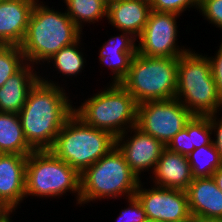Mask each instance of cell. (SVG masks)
<instances>
[{
  "instance_id": "obj_1",
  "label": "cell",
  "mask_w": 222,
  "mask_h": 222,
  "mask_svg": "<svg viewBox=\"0 0 222 222\" xmlns=\"http://www.w3.org/2000/svg\"><path fill=\"white\" fill-rule=\"evenodd\" d=\"M51 82L40 76L18 113L25 138L34 150H50L63 124L74 113L63 88Z\"/></svg>"
},
{
  "instance_id": "obj_2",
  "label": "cell",
  "mask_w": 222,
  "mask_h": 222,
  "mask_svg": "<svg viewBox=\"0 0 222 222\" xmlns=\"http://www.w3.org/2000/svg\"><path fill=\"white\" fill-rule=\"evenodd\" d=\"M36 1L20 48L26 62L48 61L65 46L80 38L81 30L68 14L49 9Z\"/></svg>"
},
{
  "instance_id": "obj_3",
  "label": "cell",
  "mask_w": 222,
  "mask_h": 222,
  "mask_svg": "<svg viewBox=\"0 0 222 222\" xmlns=\"http://www.w3.org/2000/svg\"><path fill=\"white\" fill-rule=\"evenodd\" d=\"M115 146L116 138L111 133L88 126L73 113L50 151L81 174Z\"/></svg>"
},
{
  "instance_id": "obj_4",
  "label": "cell",
  "mask_w": 222,
  "mask_h": 222,
  "mask_svg": "<svg viewBox=\"0 0 222 222\" xmlns=\"http://www.w3.org/2000/svg\"><path fill=\"white\" fill-rule=\"evenodd\" d=\"M139 182L140 178L132 172L124 155L115 146L80 174L79 204L124 194L135 196Z\"/></svg>"
},
{
  "instance_id": "obj_5",
  "label": "cell",
  "mask_w": 222,
  "mask_h": 222,
  "mask_svg": "<svg viewBox=\"0 0 222 222\" xmlns=\"http://www.w3.org/2000/svg\"><path fill=\"white\" fill-rule=\"evenodd\" d=\"M175 98L197 116L215 114L222 108L207 56L188 50L179 57Z\"/></svg>"
},
{
  "instance_id": "obj_6",
  "label": "cell",
  "mask_w": 222,
  "mask_h": 222,
  "mask_svg": "<svg viewBox=\"0 0 222 222\" xmlns=\"http://www.w3.org/2000/svg\"><path fill=\"white\" fill-rule=\"evenodd\" d=\"M179 58L149 57L136 53L120 84L137 104L176 96Z\"/></svg>"
},
{
  "instance_id": "obj_7",
  "label": "cell",
  "mask_w": 222,
  "mask_h": 222,
  "mask_svg": "<svg viewBox=\"0 0 222 222\" xmlns=\"http://www.w3.org/2000/svg\"><path fill=\"white\" fill-rule=\"evenodd\" d=\"M108 88L74 108V114L88 126L108 131L117 138L127 134V128L136 127L138 104L120 83L112 82Z\"/></svg>"
},
{
  "instance_id": "obj_8",
  "label": "cell",
  "mask_w": 222,
  "mask_h": 222,
  "mask_svg": "<svg viewBox=\"0 0 222 222\" xmlns=\"http://www.w3.org/2000/svg\"><path fill=\"white\" fill-rule=\"evenodd\" d=\"M77 192L80 202V174L50 150H34L26 162L25 196L55 197Z\"/></svg>"
},
{
  "instance_id": "obj_9",
  "label": "cell",
  "mask_w": 222,
  "mask_h": 222,
  "mask_svg": "<svg viewBox=\"0 0 222 222\" xmlns=\"http://www.w3.org/2000/svg\"><path fill=\"white\" fill-rule=\"evenodd\" d=\"M194 115L177 99L146 101L137 106V125L165 146Z\"/></svg>"
},
{
  "instance_id": "obj_10",
  "label": "cell",
  "mask_w": 222,
  "mask_h": 222,
  "mask_svg": "<svg viewBox=\"0 0 222 222\" xmlns=\"http://www.w3.org/2000/svg\"><path fill=\"white\" fill-rule=\"evenodd\" d=\"M175 13L151 10L147 24L139 37L137 53L149 57L179 58L189 49L176 47L177 22Z\"/></svg>"
},
{
  "instance_id": "obj_11",
  "label": "cell",
  "mask_w": 222,
  "mask_h": 222,
  "mask_svg": "<svg viewBox=\"0 0 222 222\" xmlns=\"http://www.w3.org/2000/svg\"><path fill=\"white\" fill-rule=\"evenodd\" d=\"M140 183L135 196L142 204L148 220L178 222L191 216L185 190L156 185L152 189H143Z\"/></svg>"
},
{
  "instance_id": "obj_12",
  "label": "cell",
  "mask_w": 222,
  "mask_h": 222,
  "mask_svg": "<svg viewBox=\"0 0 222 222\" xmlns=\"http://www.w3.org/2000/svg\"><path fill=\"white\" fill-rule=\"evenodd\" d=\"M133 129L132 131L135 132L133 137L125 141L123 139L125 133L119 135L116 138V146L124 155L132 172L139 178L141 171L149 168L154 170L166 146L153 136L143 133L139 128Z\"/></svg>"
},
{
  "instance_id": "obj_13",
  "label": "cell",
  "mask_w": 222,
  "mask_h": 222,
  "mask_svg": "<svg viewBox=\"0 0 222 222\" xmlns=\"http://www.w3.org/2000/svg\"><path fill=\"white\" fill-rule=\"evenodd\" d=\"M28 155L0 153V205L12 212L25 196Z\"/></svg>"
},
{
  "instance_id": "obj_14",
  "label": "cell",
  "mask_w": 222,
  "mask_h": 222,
  "mask_svg": "<svg viewBox=\"0 0 222 222\" xmlns=\"http://www.w3.org/2000/svg\"><path fill=\"white\" fill-rule=\"evenodd\" d=\"M36 0H0V45L20 46Z\"/></svg>"
},
{
  "instance_id": "obj_15",
  "label": "cell",
  "mask_w": 222,
  "mask_h": 222,
  "mask_svg": "<svg viewBox=\"0 0 222 222\" xmlns=\"http://www.w3.org/2000/svg\"><path fill=\"white\" fill-rule=\"evenodd\" d=\"M185 191L190 213L196 219L222 220V191L212 177L193 178Z\"/></svg>"
},
{
  "instance_id": "obj_16",
  "label": "cell",
  "mask_w": 222,
  "mask_h": 222,
  "mask_svg": "<svg viewBox=\"0 0 222 222\" xmlns=\"http://www.w3.org/2000/svg\"><path fill=\"white\" fill-rule=\"evenodd\" d=\"M150 11L151 7L147 2L117 0L108 6L107 18L120 31L139 38L147 24Z\"/></svg>"
},
{
  "instance_id": "obj_17",
  "label": "cell",
  "mask_w": 222,
  "mask_h": 222,
  "mask_svg": "<svg viewBox=\"0 0 222 222\" xmlns=\"http://www.w3.org/2000/svg\"><path fill=\"white\" fill-rule=\"evenodd\" d=\"M155 185L163 188L186 190L193 181L187 156L165 148L153 170Z\"/></svg>"
},
{
  "instance_id": "obj_18",
  "label": "cell",
  "mask_w": 222,
  "mask_h": 222,
  "mask_svg": "<svg viewBox=\"0 0 222 222\" xmlns=\"http://www.w3.org/2000/svg\"><path fill=\"white\" fill-rule=\"evenodd\" d=\"M136 40L131 34L122 31L120 36L110 38L102 46L99 59L111 68L114 83H120L127 76L131 61L137 53Z\"/></svg>"
},
{
  "instance_id": "obj_19",
  "label": "cell",
  "mask_w": 222,
  "mask_h": 222,
  "mask_svg": "<svg viewBox=\"0 0 222 222\" xmlns=\"http://www.w3.org/2000/svg\"><path fill=\"white\" fill-rule=\"evenodd\" d=\"M30 64L27 62L0 88V112L18 114L22 110L30 89L40 79Z\"/></svg>"
},
{
  "instance_id": "obj_20",
  "label": "cell",
  "mask_w": 222,
  "mask_h": 222,
  "mask_svg": "<svg viewBox=\"0 0 222 222\" xmlns=\"http://www.w3.org/2000/svg\"><path fill=\"white\" fill-rule=\"evenodd\" d=\"M33 151L25 138L19 115L0 112V153L29 155Z\"/></svg>"
},
{
  "instance_id": "obj_21",
  "label": "cell",
  "mask_w": 222,
  "mask_h": 222,
  "mask_svg": "<svg viewBox=\"0 0 222 222\" xmlns=\"http://www.w3.org/2000/svg\"><path fill=\"white\" fill-rule=\"evenodd\" d=\"M187 158L193 178L212 177L222 166V160L213 142L194 149Z\"/></svg>"
},
{
  "instance_id": "obj_22",
  "label": "cell",
  "mask_w": 222,
  "mask_h": 222,
  "mask_svg": "<svg viewBox=\"0 0 222 222\" xmlns=\"http://www.w3.org/2000/svg\"><path fill=\"white\" fill-rule=\"evenodd\" d=\"M65 3L68 16L80 30L82 21L90 23L107 17L108 6L101 0H65Z\"/></svg>"
},
{
  "instance_id": "obj_23",
  "label": "cell",
  "mask_w": 222,
  "mask_h": 222,
  "mask_svg": "<svg viewBox=\"0 0 222 222\" xmlns=\"http://www.w3.org/2000/svg\"><path fill=\"white\" fill-rule=\"evenodd\" d=\"M80 38L71 45L65 46L54 54L50 60H54L56 70H59L63 75L71 77L81 72L84 66V58L82 53L78 50Z\"/></svg>"
},
{
  "instance_id": "obj_24",
  "label": "cell",
  "mask_w": 222,
  "mask_h": 222,
  "mask_svg": "<svg viewBox=\"0 0 222 222\" xmlns=\"http://www.w3.org/2000/svg\"><path fill=\"white\" fill-rule=\"evenodd\" d=\"M20 46L0 45V88L27 62Z\"/></svg>"
},
{
  "instance_id": "obj_25",
  "label": "cell",
  "mask_w": 222,
  "mask_h": 222,
  "mask_svg": "<svg viewBox=\"0 0 222 222\" xmlns=\"http://www.w3.org/2000/svg\"><path fill=\"white\" fill-rule=\"evenodd\" d=\"M210 134H212V128L209 117L194 115L191 118V140L194 149L210 145L213 142Z\"/></svg>"
},
{
  "instance_id": "obj_26",
  "label": "cell",
  "mask_w": 222,
  "mask_h": 222,
  "mask_svg": "<svg viewBox=\"0 0 222 222\" xmlns=\"http://www.w3.org/2000/svg\"><path fill=\"white\" fill-rule=\"evenodd\" d=\"M166 148L184 156H188L194 150L191 140V120L169 141Z\"/></svg>"
},
{
  "instance_id": "obj_27",
  "label": "cell",
  "mask_w": 222,
  "mask_h": 222,
  "mask_svg": "<svg viewBox=\"0 0 222 222\" xmlns=\"http://www.w3.org/2000/svg\"><path fill=\"white\" fill-rule=\"evenodd\" d=\"M200 0H152L151 10L156 12L175 13L180 15L184 10L192 6L199 9Z\"/></svg>"
},
{
  "instance_id": "obj_28",
  "label": "cell",
  "mask_w": 222,
  "mask_h": 222,
  "mask_svg": "<svg viewBox=\"0 0 222 222\" xmlns=\"http://www.w3.org/2000/svg\"><path fill=\"white\" fill-rule=\"evenodd\" d=\"M129 208L121 211L117 222H145L146 213L136 196L128 197Z\"/></svg>"
},
{
  "instance_id": "obj_29",
  "label": "cell",
  "mask_w": 222,
  "mask_h": 222,
  "mask_svg": "<svg viewBox=\"0 0 222 222\" xmlns=\"http://www.w3.org/2000/svg\"><path fill=\"white\" fill-rule=\"evenodd\" d=\"M199 9L210 23L222 29V0H200Z\"/></svg>"
},
{
  "instance_id": "obj_30",
  "label": "cell",
  "mask_w": 222,
  "mask_h": 222,
  "mask_svg": "<svg viewBox=\"0 0 222 222\" xmlns=\"http://www.w3.org/2000/svg\"><path fill=\"white\" fill-rule=\"evenodd\" d=\"M219 47L220 48L216 54V57L213 59L208 57V59L211 64V72L219 93V97L222 100V43Z\"/></svg>"
},
{
  "instance_id": "obj_31",
  "label": "cell",
  "mask_w": 222,
  "mask_h": 222,
  "mask_svg": "<svg viewBox=\"0 0 222 222\" xmlns=\"http://www.w3.org/2000/svg\"><path fill=\"white\" fill-rule=\"evenodd\" d=\"M210 119V124H211V128L212 130H216V140L213 141V144L215 145L217 151L219 152L220 158L222 160V117L221 120L219 121V119H217V115L215 114H211V115H207ZM216 119L218 121H216Z\"/></svg>"
},
{
  "instance_id": "obj_32",
  "label": "cell",
  "mask_w": 222,
  "mask_h": 222,
  "mask_svg": "<svg viewBox=\"0 0 222 222\" xmlns=\"http://www.w3.org/2000/svg\"><path fill=\"white\" fill-rule=\"evenodd\" d=\"M215 180L217 187L222 191V166L219 167L212 175Z\"/></svg>"
},
{
  "instance_id": "obj_33",
  "label": "cell",
  "mask_w": 222,
  "mask_h": 222,
  "mask_svg": "<svg viewBox=\"0 0 222 222\" xmlns=\"http://www.w3.org/2000/svg\"><path fill=\"white\" fill-rule=\"evenodd\" d=\"M11 212H6L2 217H0V222H10V214Z\"/></svg>"
},
{
  "instance_id": "obj_34",
  "label": "cell",
  "mask_w": 222,
  "mask_h": 222,
  "mask_svg": "<svg viewBox=\"0 0 222 222\" xmlns=\"http://www.w3.org/2000/svg\"><path fill=\"white\" fill-rule=\"evenodd\" d=\"M196 222H222V220L200 218L196 219Z\"/></svg>"
},
{
  "instance_id": "obj_35",
  "label": "cell",
  "mask_w": 222,
  "mask_h": 222,
  "mask_svg": "<svg viewBox=\"0 0 222 222\" xmlns=\"http://www.w3.org/2000/svg\"><path fill=\"white\" fill-rule=\"evenodd\" d=\"M178 222H196V218L193 215H191L190 217Z\"/></svg>"
},
{
  "instance_id": "obj_36",
  "label": "cell",
  "mask_w": 222,
  "mask_h": 222,
  "mask_svg": "<svg viewBox=\"0 0 222 222\" xmlns=\"http://www.w3.org/2000/svg\"><path fill=\"white\" fill-rule=\"evenodd\" d=\"M103 3H105L107 6H109L110 4L116 2L117 0H101Z\"/></svg>"
},
{
  "instance_id": "obj_37",
  "label": "cell",
  "mask_w": 222,
  "mask_h": 222,
  "mask_svg": "<svg viewBox=\"0 0 222 222\" xmlns=\"http://www.w3.org/2000/svg\"><path fill=\"white\" fill-rule=\"evenodd\" d=\"M7 211L0 205V217H2Z\"/></svg>"
},
{
  "instance_id": "obj_38",
  "label": "cell",
  "mask_w": 222,
  "mask_h": 222,
  "mask_svg": "<svg viewBox=\"0 0 222 222\" xmlns=\"http://www.w3.org/2000/svg\"><path fill=\"white\" fill-rule=\"evenodd\" d=\"M140 1H144V2H147L148 4H150L152 0H140Z\"/></svg>"
},
{
  "instance_id": "obj_39",
  "label": "cell",
  "mask_w": 222,
  "mask_h": 222,
  "mask_svg": "<svg viewBox=\"0 0 222 222\" xmlns=\"http://www.w3.org/2000/svg\"><path fill=\"white\" fill-rule=\"evenodd\" d=\"M145 222H159V221H155V220H146Z\"/></svg>"
}]
</instances>
